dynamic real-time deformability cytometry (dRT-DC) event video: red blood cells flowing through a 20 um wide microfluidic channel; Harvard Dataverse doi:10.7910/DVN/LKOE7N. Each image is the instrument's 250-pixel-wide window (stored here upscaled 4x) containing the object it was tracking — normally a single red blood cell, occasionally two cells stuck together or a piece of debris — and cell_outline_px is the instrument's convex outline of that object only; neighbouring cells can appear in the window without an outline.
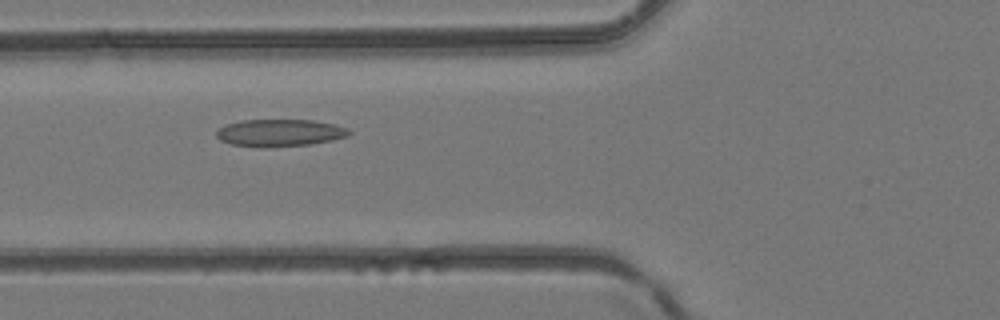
{"species": "common noctule bat (a hibernating species)", "species_latin": "Nyctalus noctula", "temperature_condition": "room temperature", "stored_images_in_passage": 31, "camera_frame_rate_fps": 3000, "um_per_image_px": 0.085, "animal": {"sex": "female", "body_mass_g": 24.6, "forearm_length_mm": 56.2}, "frame": {"image": 1, "passage_image": 5, "time_ms": 1.333, "image_size_px": [1000, 320], "cell_outline_px": [[352, 132], [348, 136], [332, 140], [312, 144], [264, 148], [260, 148], [232, 144], [220, 140], [216, 136], [216, 132], [224, 124], [240, 120], [312, 120], [336, 124], [348, 128]], "centroid_in_image_um": [23.78, 11.29], "position_along_channel_um": 102.0, "area_um2": 21.33}}
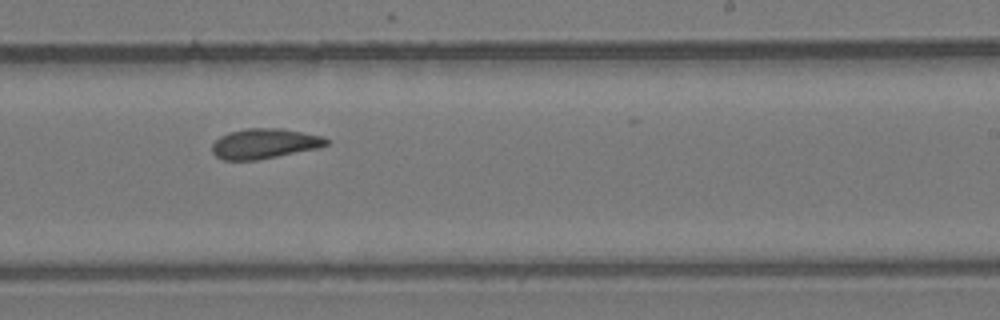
{"frame": {"image": 2, "passage_image": 15, "time_ms": 4.667, "image_size_px": [1000, 320], "cell_outline_px": [[328, 144], [320, 148], [256, 160], [224, 160], [216, 156], [212, 152], [212, 144], [220, 136], [228, 132], [248, 128], [280, 128], [324, 136], [328, 140]], "centroid_in_image_um": [22.48, 12.2], "position_along_channel_um": 266.5, "area_um2": 20.06}}
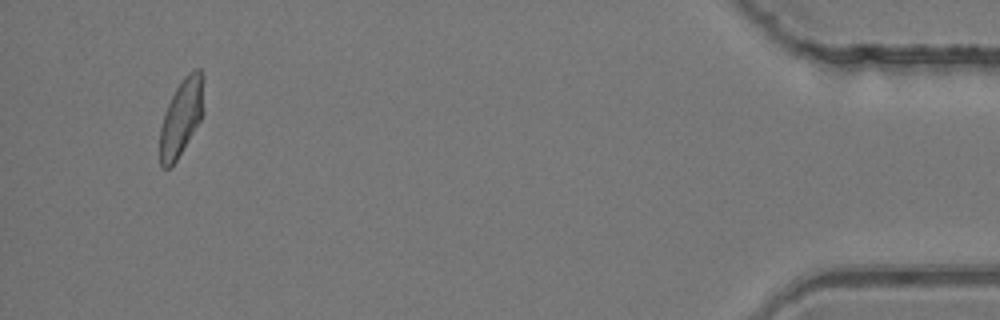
{"frame": {"image": 3, "passage_image": 29, "time_ms": 9.333, "image_size_px": [1000, 320], "cell_outline_px": [[204, 112], [200, 120], [176, 160], [168, 168], [160, 168], [160, 128], [164, 112], [180, 80], [188, 72], [196, 68], [200, 68], [204, 76]], "centroid_in_image_um": [15.44, 9.9], "position_along_channel_um": 419.8, "area_um2": 19.77}}